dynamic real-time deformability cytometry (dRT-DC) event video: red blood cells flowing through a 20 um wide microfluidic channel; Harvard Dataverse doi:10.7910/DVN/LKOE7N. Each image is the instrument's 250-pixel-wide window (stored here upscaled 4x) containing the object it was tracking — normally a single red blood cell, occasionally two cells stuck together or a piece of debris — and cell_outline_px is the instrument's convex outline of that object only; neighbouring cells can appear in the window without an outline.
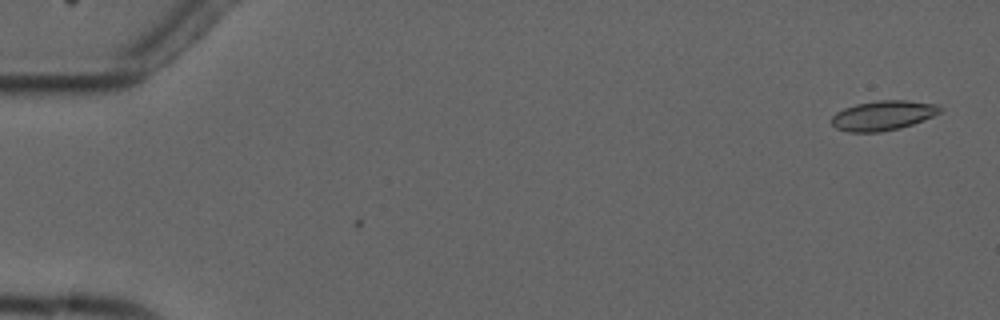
{"species": "common noctule bat (a hibernating species)", "species_latin": "Nyctalus noctula", "temperature_condition": "cold", "stored_images_in_passage": 2, "camera_frame_rate_fps": 3000, "um_per_image_px": 0.085, "animal": {"sex": "male", "forearm_length_mm": 52.5}, "frame": {"image": 1, "passage_image": 2, "time_ms": 1.0, "image_size_px": [1000, 320], "cell_outline_px": [[944, 108], [940, 112], [924, 120], [900, 128], [880, 132], [848, 132], [836, 128], [832, 124], [832, 116], [836, 112], [844, 108], [856, 104], [876, 100], [904, 100], [940, 104]], "centroid_in_image_um": [75.08, 9.81], "position_along_channel_um": 9.9, "area_um2": 18.9}}